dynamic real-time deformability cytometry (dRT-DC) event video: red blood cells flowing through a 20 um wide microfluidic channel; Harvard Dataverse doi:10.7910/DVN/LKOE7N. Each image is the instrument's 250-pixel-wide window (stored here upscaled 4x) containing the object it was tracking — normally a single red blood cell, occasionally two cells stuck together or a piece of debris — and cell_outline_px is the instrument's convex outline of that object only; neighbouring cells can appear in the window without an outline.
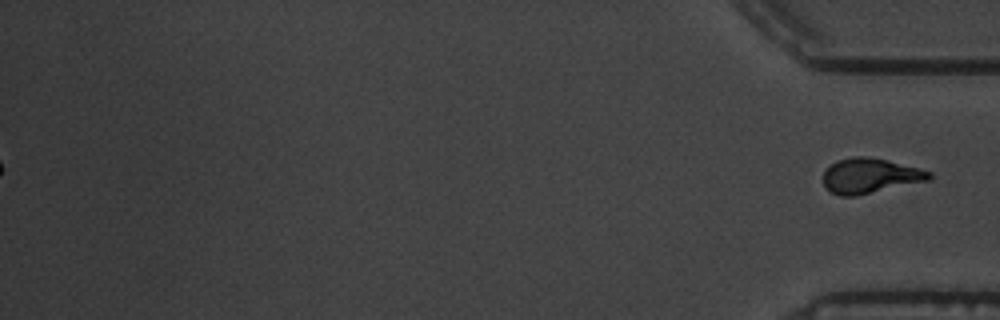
{"species": "common noctule bat (a hibernating species)", "species_latin": "Nyctalus noctula", "temperature_condition": "warm", "stored_images_in_passage": 60, "segment_of_instrument_passage": [2, 2], "camera_frame_rate_fps": 3000, "um_per_image_px": 0.085, "animal": {"sex": "male", "body_mass_g": 19.5, "forearm_length_mm": 54.6}, "frame": {"image": 1, "passage_image": 60, "time_ms": 19.667, "image_size_px": [1000, 320], "cell_outline_px": [[932, 176], [928, 180], [856, 196], [840, 196], [824, 188], [824, 172], [836, 160], [852, 156], [864, 156], [888, 160], [920, 168], [932, 172]], "centroid_in_image_um": [73.94, 14.93], "position_along_channel_um": 361.3, "area_um2": 21.56}}